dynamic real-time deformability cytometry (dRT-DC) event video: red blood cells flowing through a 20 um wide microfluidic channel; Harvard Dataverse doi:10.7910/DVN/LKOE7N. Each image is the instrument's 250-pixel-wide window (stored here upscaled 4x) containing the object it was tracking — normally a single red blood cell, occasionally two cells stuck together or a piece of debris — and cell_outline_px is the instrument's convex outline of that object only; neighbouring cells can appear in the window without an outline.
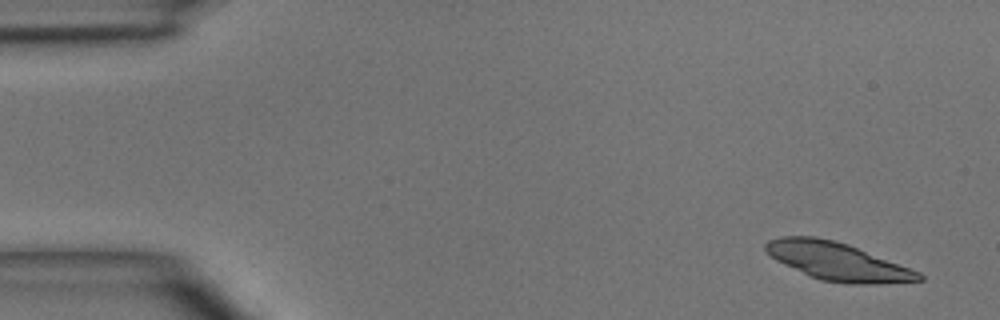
{"species": "common noctule bat (a hibernating species)", "species_latin": "Nyctalus noctula", "temperature_condition": "room temperature", "stored_images_in_passage": 5, "camera_frame_rate_fps": 3000, "um_per_image_px": 0.085, "animal": {"sex": "male", "body_mass_g": 15.6}, "frame": {"image": 1, "passage_image": 1, "time_ms": 0.0, "image_size_px": [1000, 320], "cell_outline_px": [[924, 280], [880, 284], [848, 284], [820, 280], [808, 276], [776, 260], [764, 248], [764, 244], [768, 240], [780, 236], [816, 236], [848, 244], [920, 272], [924, 276]], "centroid_in_image_um": [71.18, 22.23], "position_along_channel_um": 13.8, "area_um2": 33.81}}